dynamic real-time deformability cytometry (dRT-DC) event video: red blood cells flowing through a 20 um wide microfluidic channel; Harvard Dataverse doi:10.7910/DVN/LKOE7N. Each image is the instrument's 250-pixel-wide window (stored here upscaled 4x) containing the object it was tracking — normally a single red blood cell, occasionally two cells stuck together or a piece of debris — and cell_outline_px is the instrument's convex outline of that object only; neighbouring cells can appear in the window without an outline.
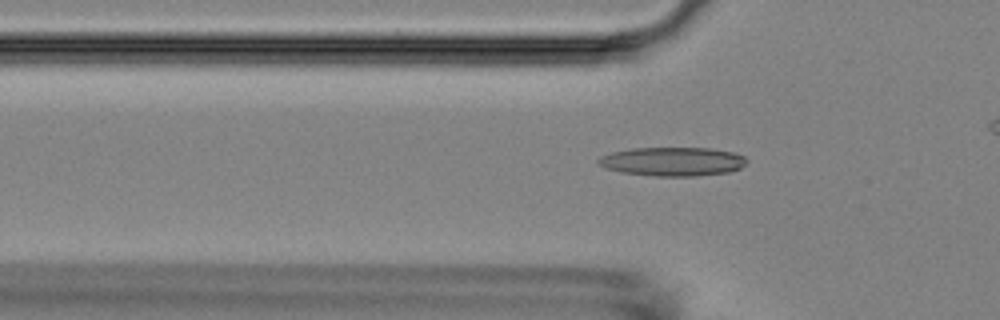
{"species": "Egyptian fruit bat (a non-hibernating species)", "species_latin": "Rousettus aegyptiacus", "temperature_condition": "room temperature", "stored_images_in_passage": 48, "camera_frame_rate_fps": 3000, "um_per_image_px": 0.085, "animal": {"sex": "female"}, "frame": {"image": 1, "passage_image": 18, "time_ms": 5.667, "image_size_px": [1000, 320], "cell_outline_px": [[748, 160], [740, 168], [728, 172], [696, 176], [652, 176], [620, 172], [604, 168], [596, 160], [600, 156], [612, 152], [632, 148], [712, 148], [736, 152], [744, 156]], "centroid_in_image_um": [57.17, 13.73], "position_along_channel_um": 68.6, "area_um2": 25.14}}
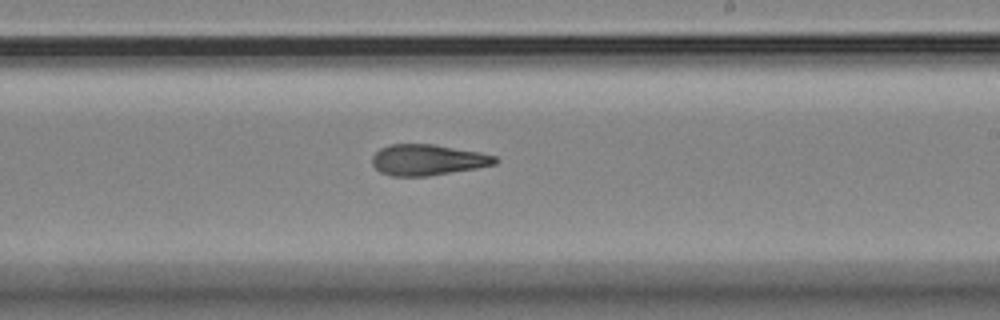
{"frame": {"image": 2, "passage_image": 33, "time_ms": 10.667, "image_size_px": [1000, 320], "cell_outline_px": [[500, 160], [496, 164], [476, 168], [424, 176], [392, 176], [380, 172], [372, 164], [372, 156], [380, 148], [388, 144], [432, 144], [480, 152], [496, 156]], "centroid_in_image_um": [36.34, 13.58], "position_along_channel_um": 252.7, "area_um2": 22.08}}
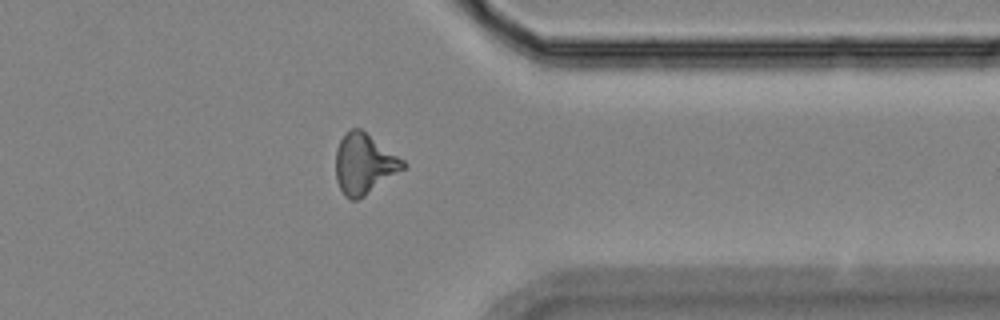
{"frame": {"image": 3, "passage_image": 44, "time_ms": 14.333, "image_size_px": [1000, 320], "cell_outline_px": [[408, 164], [404, 168], [364, 196], [356, 200], [352, 200], [344, 196], [336, 180], [336, 148], [344, 132], [352, 128], [360, 128], [404, 160]], "centroid_in_image_um": [30.93, 13.92], "position_along_channel_um": 380.5, "area_um2": 23.47}, "authors_computed_cell_mechanics": {"area_um2": 22.8888, "velocity_mm_per_s": 3.6642, "shape_relaxation_time_tau1_ms": null, "shape_relaxation_time_tau2_ms": 3.6803, "deformation_change_tau1": null, "deformation_change_tau2": 0.1449}}